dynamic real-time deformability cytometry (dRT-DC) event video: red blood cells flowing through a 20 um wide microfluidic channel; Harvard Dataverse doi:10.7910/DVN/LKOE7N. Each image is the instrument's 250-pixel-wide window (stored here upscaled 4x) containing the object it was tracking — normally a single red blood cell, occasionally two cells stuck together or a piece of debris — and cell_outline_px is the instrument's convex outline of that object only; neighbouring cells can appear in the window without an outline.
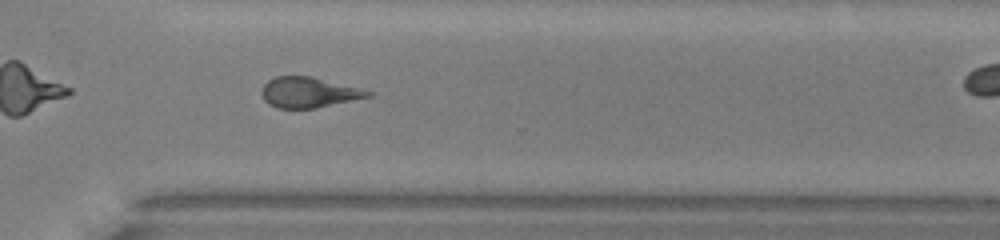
{"species": "common noctule bat (a hibernating species)", "species_latin": "Nyctalus noctula", "temperature_condition": "warm", "stored_images_in_passage": 26, "camera_frame_rate_fps": 3000, "um_per_image_px": 0.085, "animal": {"sex": "male", "body_mass_g": 13.0, "forearm_length_mm": 53.1}, "frame": {"image": 1, "passage_image": 22, "time_ms": 7.0, "image_size_px": [1000, 240], "cell_outline_px": [[372, 96], [316, 108], [276, 108], [268, 104], [264, 100], [260, 92], [264, 84], [268, 80], [276, 76], [312, 76], [372, 92]], "centroid_in_image_um": [26.18, 7.86], "position_along_channel_um": 344.4, "area_um2": 18.73}}